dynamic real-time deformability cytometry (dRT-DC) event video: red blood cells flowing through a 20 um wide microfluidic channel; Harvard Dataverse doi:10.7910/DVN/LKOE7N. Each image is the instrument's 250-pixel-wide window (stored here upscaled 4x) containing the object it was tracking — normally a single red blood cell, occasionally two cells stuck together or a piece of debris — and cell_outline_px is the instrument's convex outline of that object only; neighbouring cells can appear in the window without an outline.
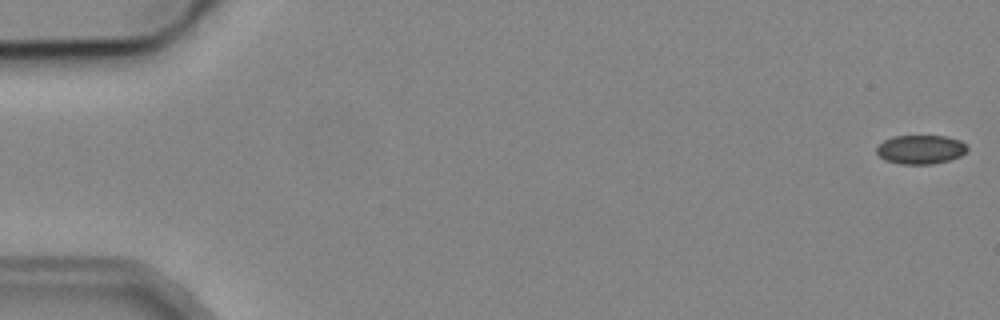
{"species": "common noctule bat (a hibernating species)", "species_latin": "Nyctalus noctula", "temperature_condition": "cold", "stored_images_in_passage": 5, "camera_frame_rate_fps": 3000, "um_per_image_px": 0.085, "animal": {"sex": "male", "body_mass_g": 19.2, "forearm_length_mm": 51.8}, "frame": {"image": 1, "passage_image": 1, "time_ms": 0.0, "image_size_px": [1000, 320], "cell_outline_px": [[968, 148], [960, 156], [948, 160], [932, 164], [900, 164], [884, 160], [876, 152], [876, 144], [892, 136], [944, 136], [960, 140]], "centroid_in_image_um": [78.19, 12.7], "position_along_channel_um": 6.8, "area_um2": 15.32}}
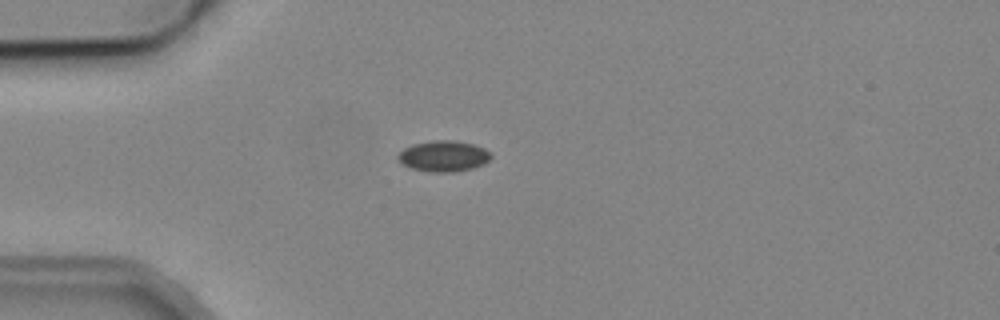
{"frame": {"image": 2, "passage_image": 5, "time_ms": 4.667, "image_size_px": [1000, 320], "cell_outline_px": [[492, 156], [484, 164], [472, 168], [452, 172], [432, 172], [412, 168], [400, 164], [396, 160], [396, 156], [404, 148], [412, 144], [432, 140], [452, 140], [472, 144], [484, 148]], "centroid_in_image_um": [37.65, 13.27], "position_along_channel_um": 47.4, "area_um2": 16.76}}